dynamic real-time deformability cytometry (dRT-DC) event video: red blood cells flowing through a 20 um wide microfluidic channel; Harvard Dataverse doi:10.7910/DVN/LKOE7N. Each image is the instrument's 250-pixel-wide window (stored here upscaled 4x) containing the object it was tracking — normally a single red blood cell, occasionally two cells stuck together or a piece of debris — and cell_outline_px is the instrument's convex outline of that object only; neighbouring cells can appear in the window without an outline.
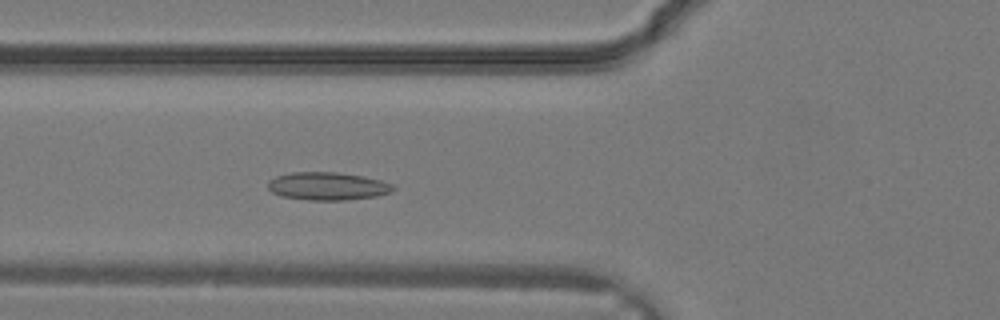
{"species": "common noctule bat (a hibernating species)", "species_latin": "Nyctalus noctula", "temperature_condition": "warm", "stored_images_in_passage": 12, "camera_frame_rate_fps": 3000, "um_per_image_px": 0.085, "animal": {"sex": "male", "body_mass_g": 19.2, "forearm_length_mm": 51.8}, "frame": {"image": 1, "passage_image": 10, "time_ms": 3.0, "image_size_px": [1000, 320], "cell_outline_px": [[396, 188], [392, 192], [376, 196], [348, 200], [308, 200], [284, 196], [272, 192], [268, 188], [268, 180], [276, 176], [292, 172], [336, 172], [364, 176], [380, 180], [392, 184]], "centroid_in_image_um": [27.86, 15.82], "position_along_channel_um": 97.9, "area_um2": 20.4}}
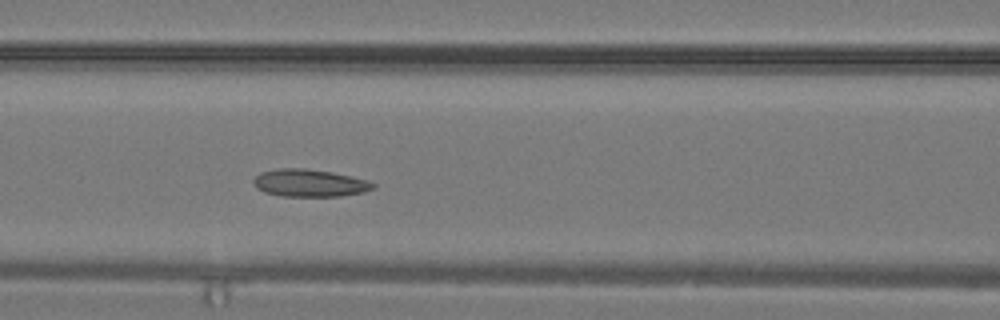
{"frame": {"image": 2, "passage_image": 12, "time_ms": 3.667, "image_size_px": [1000, 320], "cell_outline_px": [[376, 188], [364, 192], [340, 196], [284, 196], [264, 192], [256, 188], [252, 184], [252, 180], [260, 172], [276, 168], [304, 168], [332, 172], [352, 176], [368, 180], [376, 184]], "centroid_in_image_um": [26.31, 15.55], "position_along_channel_um": 140.3, "area_um2": 19.36}}